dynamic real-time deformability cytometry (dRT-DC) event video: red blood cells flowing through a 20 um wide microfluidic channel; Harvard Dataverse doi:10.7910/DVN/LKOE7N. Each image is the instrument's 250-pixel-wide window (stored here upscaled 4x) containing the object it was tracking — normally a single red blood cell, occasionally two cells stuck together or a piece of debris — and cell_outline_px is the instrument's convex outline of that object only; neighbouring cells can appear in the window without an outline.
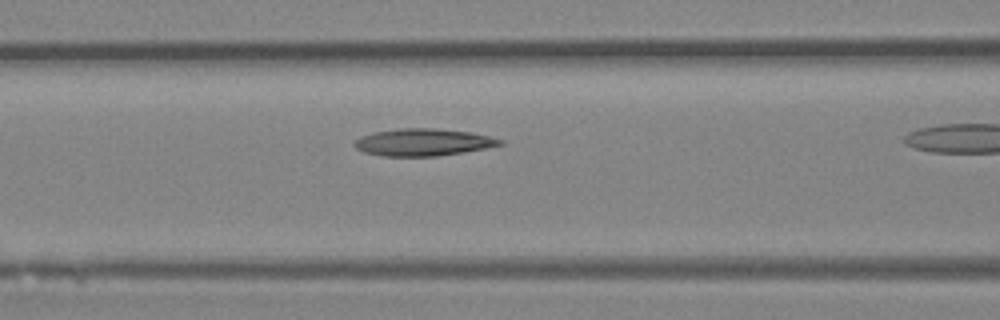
{"species": "Egyptian fruit bat (a non-hibernating species)", "species_latin": "Rousettus aegyptiacus", "temperature_condition": "room temperature", "stored_images_in_passage": 31, "camera_frame_rate_fps": 3000, "um_per_image_px": 0.085, "animal": {"sex": "female"}, "frame": {"image": 1, "passage_image": 14, "time_ms": 4.333, "image_size_px": [1000, 320], "cell_outline_px": [[504, 144], [464, 152], [436, 156], [384, 156], [364, 152], [356, 148], [352, 144], [360, 136], [372, 132], [400, 128], [436, 128], [472, 132], [504, 140]], "centroid_in_image_um": [35.95, 12.08], "position_along_channel_um": 130.7, "area_um2": 23.12}}
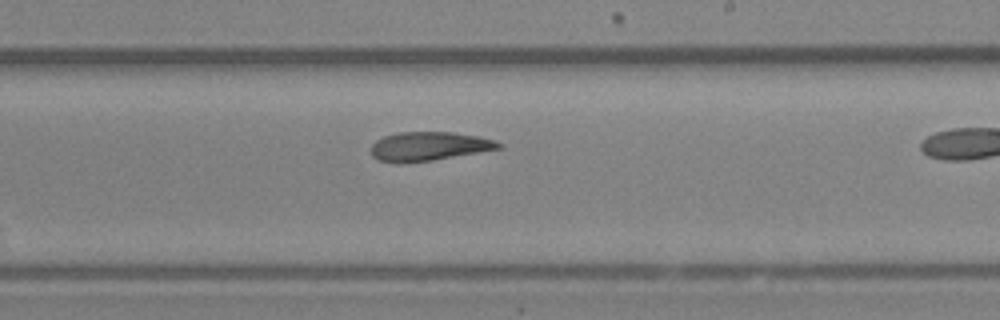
{"frame": {"image": 2, "passage_image": 22, "time_ms": 7.0, "image_size_px": [1000, 320], "cell_outline_px": [[504, 144], [500, 148], [432, 160], [404, 164], [376, 160], [372, 156], [368, 148], [376, 140], [384, 136], [396, 132], [452, 132], [476, 136], [496, 140]], "centroid_in_image_um": [36.37, 12.44], "position_along_channel_um": 252.6, "area_um2": 21.68}}
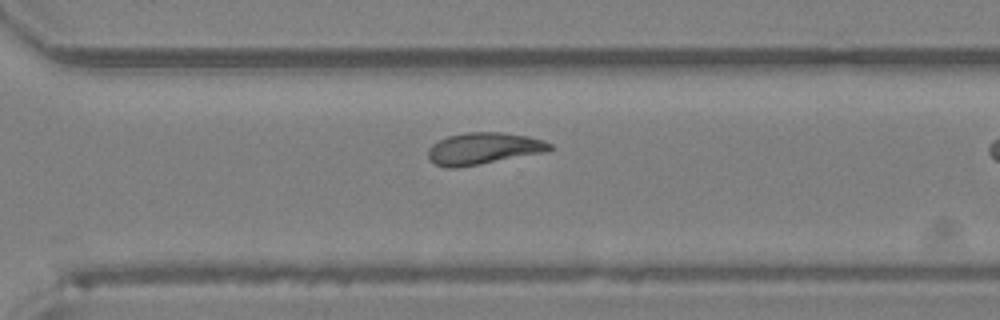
{"frame": {"image": 3, "passage_image": 27, "time_ms": 8.667, "image_size_px": [1000, 320], "cell_outline_px": [[556, 148], [548, 152], [480, 164], [456, 168], [448, 168], [436, 164], [428, 156], [428, 148], [432, 144], [448, 136], [464, 132], [500, 132], [528, 136], [544, 140], [552, 144]], "centroid_in_image_um": [41.16, 12.62], "position_along_channel_um": 329.4, "area_um2": 22.72}}